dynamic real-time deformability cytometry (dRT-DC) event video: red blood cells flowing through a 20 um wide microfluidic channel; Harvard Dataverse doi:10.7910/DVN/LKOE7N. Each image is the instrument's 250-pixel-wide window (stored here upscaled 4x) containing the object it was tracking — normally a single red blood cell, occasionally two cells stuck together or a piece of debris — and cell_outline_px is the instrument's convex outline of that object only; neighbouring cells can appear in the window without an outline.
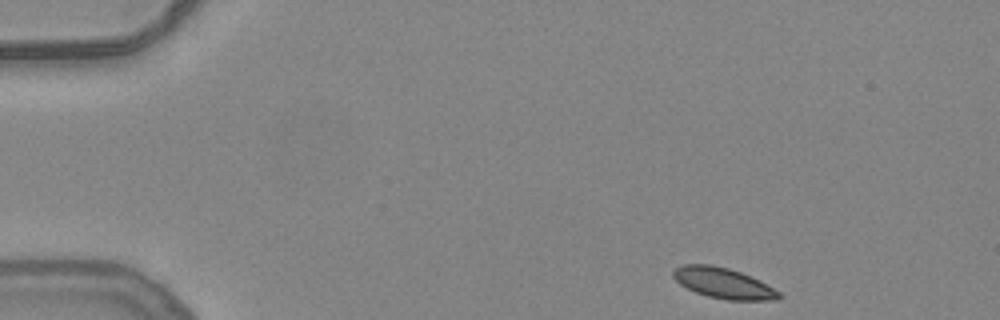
{"species": "common noctule bat (a hibernating species)", "species_latin": "Nyctalus noctula", "temperature_condition": "warm", "stored_images_in_passage": 48, "camera_frame_rate_fps": 3000, "um_per_image_px": 0.085, "animal": {"sex": "female", "body_mass_g": 24.6, "forearm_length_mm": 56.2}, "frame": {"image": 1, "passage_image": 1, "time_ms": 0.0, "image_size_px": [1000, 320], "cell_outline_px": [[784, 296], [780, 300], [728, 300], [708, 296], [696, 292], [680, 284], [672, 276], [672, 272], [676, 268], [684, 264], [712, 264], [728, 268], [740, 272], [780, 292]], "centroid_in_image_um": [61.48, 24.07], "position_along_channel_um": 23.5, "area_um2": 18.61}}
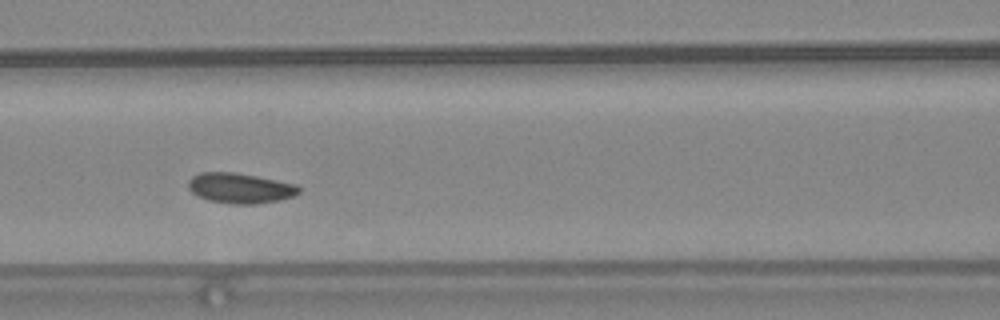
{"frame": {"image": 2, "passage_image": 18, "time_ms": 5.667, "image_size_px": [1000, 320], "cell_outline_px": [[300, 192], [292, 196], [280, 200], [256, 204], [232, 204], [208, 200], [192, 192], [188, 188], [188, 180], [192, 176], [200, 172], [236, 172], [296, 184], [300, 188]], "centroid_in_image_um": [20.4, 15.99], "position_along_channel_um": 146.2, "area_um2": 19.48}}
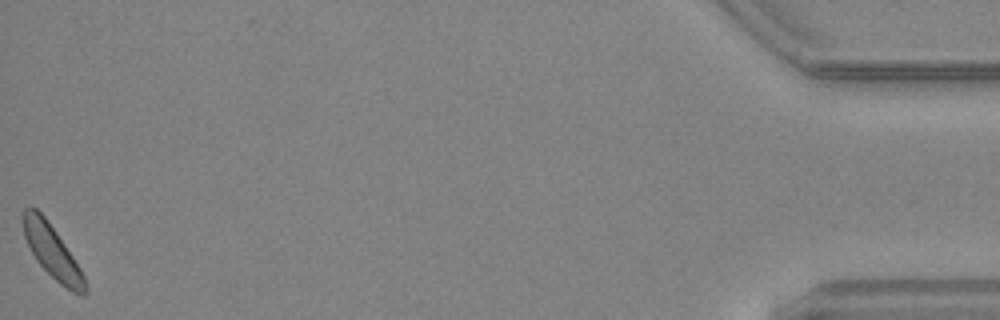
{"frame": {"image": 3, "passage_image": 48, "time_ms": 15.667, "image_size_px": [1000, 320], "cell_outline_px": [[88, 292], [84, 296], [80, 296], [72, 292], [60, 284], [36, 260], [24, 236], [20, 220], [20, 216], [24, 208], [28, 204], [36, 208], [44, 216], [56, 232], [80, 268], [84, 276]], "centroid_in_image_um": [4.4, 21.35], "position_along_channel_um": 430.8, "area_um2": 19.19}}